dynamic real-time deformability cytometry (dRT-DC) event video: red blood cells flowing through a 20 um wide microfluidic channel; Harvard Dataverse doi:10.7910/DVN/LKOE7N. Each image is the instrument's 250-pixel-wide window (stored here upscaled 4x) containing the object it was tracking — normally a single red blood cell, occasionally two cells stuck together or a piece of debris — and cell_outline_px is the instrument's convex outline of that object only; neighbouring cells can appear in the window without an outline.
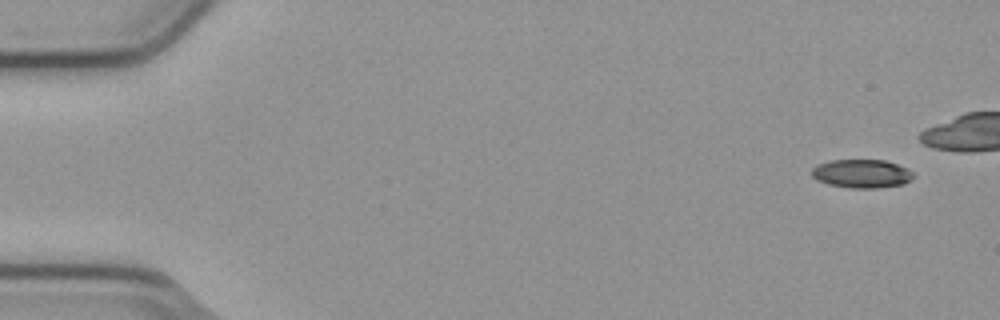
{"species": "common noctule bat (a hibernating species)", "species_latin": "Nyctalus noctula", "temperature_condition": "cold", "stored_images_in_passage": 9, "camera_frame_rate_fps": 3000, "um_per_image_px": 0.085, "animal": {"sex": "male", "body_mass_g": 23.1, "forearm_length_mm": 52.7}, "frame": {"image": 1, "passage_image": 1, "time_ms": 0.0, "image_size_px": [1000, 320], "cell_outline_px": [[912, 180], [904, 184], [876, 188], [852, 188], [828, 184], [816, 180], [812, 176], [812, 168], [816, 164], [828, 160], [884, 160], [908, 168], [912, 172]], "centroid_in_image_um": [73.22, 14.75], "position_along_channel_um": 11.8, "area_um2": 16.99}}
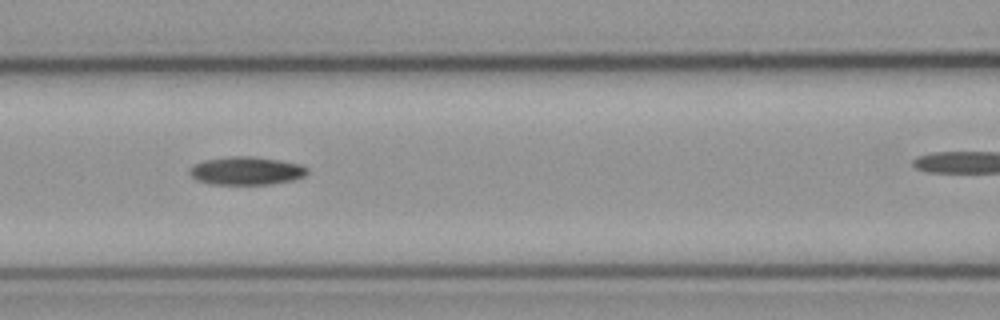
{"frame": {"image": 2, "passage_image": 7, "time_ms": 2.0, "image_size_px": [1000, 320], "cell_outline_px": [[308, 172], [304, 176], [292, 180], [272, 184], [208, 184], [196, 180], [188, 172], [196, 164], [204, 160], [232, 156], [248, 156], [276, 160], [300, 164], [308, 168]], "centroid_in_image_um": [20.94, 14.53], "position_along_channel_um": 145.7, "area_um2": 19.07}}